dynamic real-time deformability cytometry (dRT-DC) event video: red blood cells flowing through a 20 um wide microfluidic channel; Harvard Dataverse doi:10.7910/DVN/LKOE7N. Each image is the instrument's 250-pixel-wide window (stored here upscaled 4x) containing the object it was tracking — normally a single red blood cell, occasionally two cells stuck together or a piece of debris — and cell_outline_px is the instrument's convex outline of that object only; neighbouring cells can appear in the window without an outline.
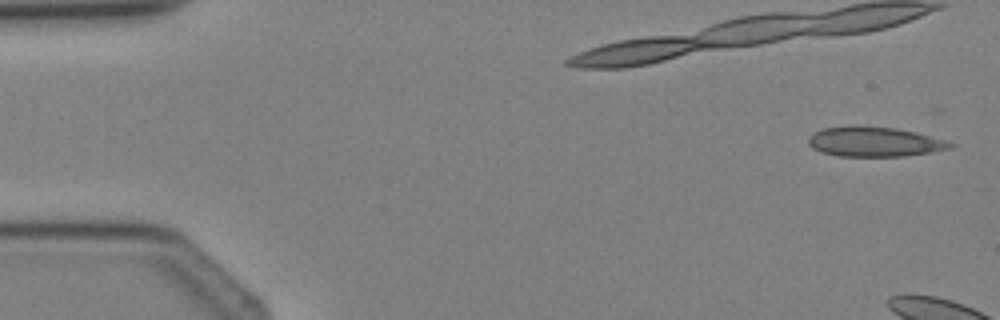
{"species": "Egyptian fruit bat (a non-hibernating species)", "species_latin": "Rousettus aegyptiacus", "temperature_condition": "cold", "stored_images_in_passage": 2, "segment_of_instrument_passage": [2, 2], "camera_frame_rate_fps": 3000, "um_per_image_px": 0.085, "animal": {"sex": "female"}, "frame": {"image": 1, "passage_image": 2, "time_ms": 1.333, "image_size_px": [1000, 320], "cell_outline_px": [[956, 144], [952, 148], [932, 152], [904, 156], [836, 156], [820, 152], [812, 148], [808, 144], [808, 136], [824, 128], [848, 124], [856, 124], [896, 128], [916, 132], [944, 140]], "centroid_in_image_um": [74.28, 12.03], "position_along_channel_um": 10.7, "area_um2": 25.09}}